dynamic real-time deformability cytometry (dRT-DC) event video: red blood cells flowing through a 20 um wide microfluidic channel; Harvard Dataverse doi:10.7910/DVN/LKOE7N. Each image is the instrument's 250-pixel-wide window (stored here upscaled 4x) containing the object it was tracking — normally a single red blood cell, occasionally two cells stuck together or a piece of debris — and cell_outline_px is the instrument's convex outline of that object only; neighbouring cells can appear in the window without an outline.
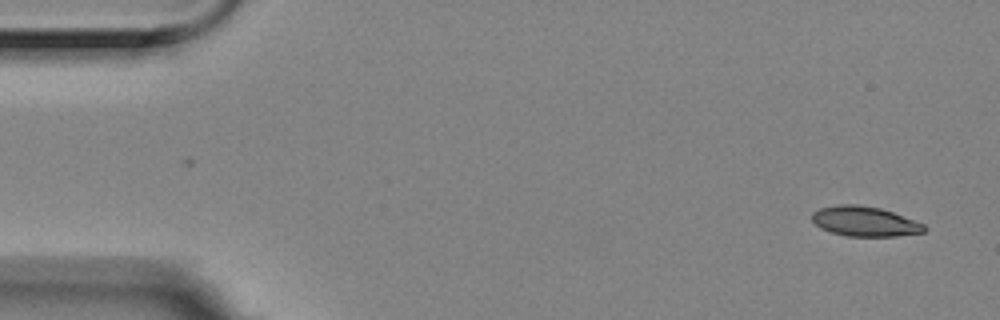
{"species": "Egyptian fruit bat (a non-hibernating species)", "species_latin": "Rousettus aegyptiacus", "temperature_condition": "room temperature", "stored_images_in_passage": 2, "camera_frame_rate_fps": 3000, "um_per_image_px": 0.085, "animal": {"sex": "female"}, "frame": {"image": 1, "passage_image": 2, "time_ms": 0.333, "image_size_px": [1000, 320], "cell_outline_px": [[928, 228], [924, 232], [896, 236], [848, 236], [832, 232], [820, 228], [812, 220], [812, 212], [820, 208], [836, 204], [860, 204], [880, 208], [892, 212], [924, 224]], "centroid_in_image_um": [73.49, 18.81], "position_along_channel_um": 11.5, "area_um2": 19.54}}